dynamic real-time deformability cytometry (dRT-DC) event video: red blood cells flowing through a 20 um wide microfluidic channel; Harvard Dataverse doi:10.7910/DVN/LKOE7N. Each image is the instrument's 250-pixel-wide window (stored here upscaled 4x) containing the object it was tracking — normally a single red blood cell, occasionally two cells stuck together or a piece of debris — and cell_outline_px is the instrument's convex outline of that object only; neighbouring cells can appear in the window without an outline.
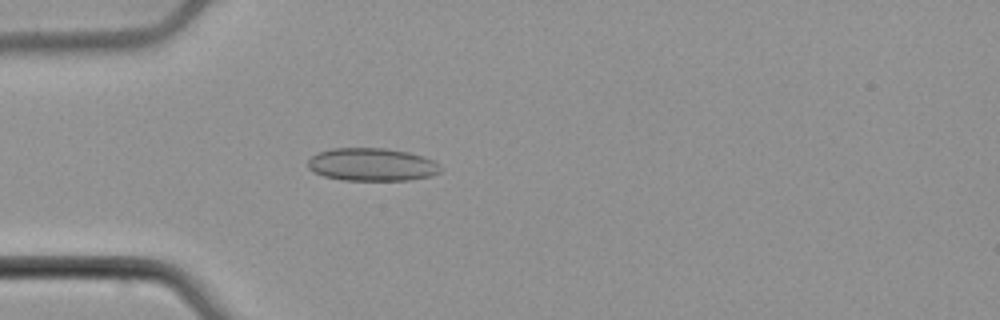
{"species": "common noctule bat (a hibernating species)", "species_latin": "Nyctalus noctula", "temperature_condition": "cold", "stored_images_in_passage": 52, "camera_frame_rate_fps": 3000, "um_per_image_px": 0.085, "animal": {"sex": "male", "body_mass_g": 21.5, "forearm_length_mm": 52.0}, "frame": {"image": 1, "passage_image": 14, "time_ms": 4.333, "image_size_px": [1000, 320], "cell_outline_px": [[440, 172], [432, 176], [408, 180], [344, 180], [324, 176], [308, 168], [308, 160], [316, 152], [332, 148], [384, 148], [408, 152], [424, 156], [432, 160], [440, 168]], "centroid_in_image_um": [31.59, 13.98], "position_along_channel_um": 53.4, "area_um2": 25.37}}
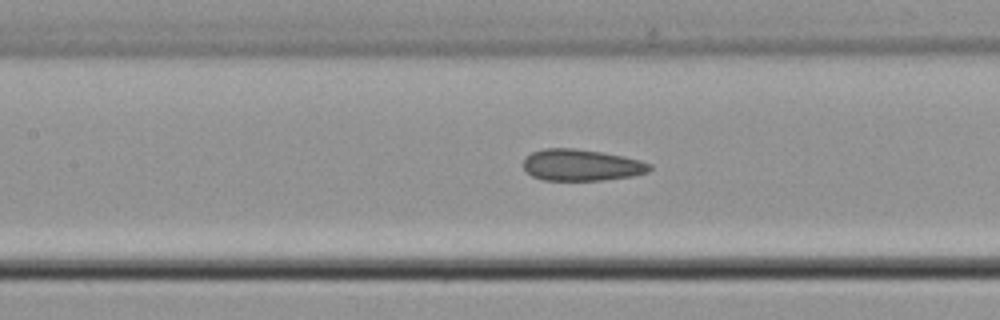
{"frame": {"image": 2, "passage_image": 23, "time_ms": 7.333, "image_size_px": [1000, 320], "cell_outline_px": [[652, 168], [648, 172], [632, 176], [600, 180], [544, 180], [532, 176], [524, 168], [524, 160], [532, 152], [544, 148], [572, 148], [600, 152], [624, 156], [640, 160], [652, 164]], "centroid_in_image_um": [49.44, 14.03], "position_along_channel_um": 158.0, "area_um2": 23.06}}
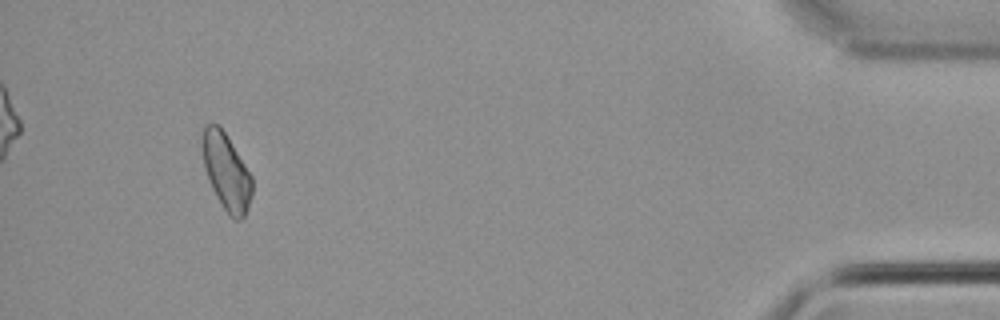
{"frame": {"image": 3, "passage_image": 49, "time_ms": 16.0, "image_size_px": [1000, 320], "cell_outline_px": [[252, 196], [248, 208], [244, 216], [240, 220], [232, 220], [228, 216], [216, 196], [208, 180], [204, 168], [204, 128], [208, 124], [216, 124], [224, 132], [252, 176]], "centroid_in_image_um": [19.28, 14.7], "position_along_channel_um": 415.9, "area_um2": 21.68}, "authors_computed_cell_mechanics": {"area_um2": 23.409, "velocity_mm_per_s": 3.792, "shape_relaxation_time_tau1_ms": null, "shape_relaxation_time_tau2_ms": 1.972, "deformation_change_tau1": null, "deformation_change_tau2": 0.0907}}